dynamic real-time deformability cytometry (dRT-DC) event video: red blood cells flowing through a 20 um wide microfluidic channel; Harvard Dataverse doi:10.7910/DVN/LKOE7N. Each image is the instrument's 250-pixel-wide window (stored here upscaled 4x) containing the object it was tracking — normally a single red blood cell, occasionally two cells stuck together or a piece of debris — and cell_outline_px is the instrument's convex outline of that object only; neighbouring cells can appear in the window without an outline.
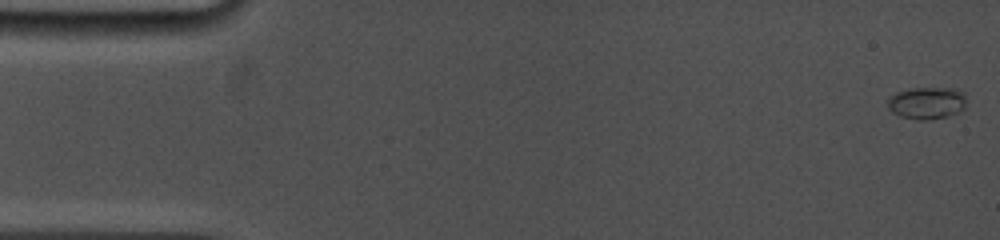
{"species": "common noctule bat (a hibernating species)", "species_latin": "Nyctalus noctula", "temperature_condition": "cold", "stored_images_in_passage": 59, "camera_frame_rate_fps": 5000, "um_per_image_px": 0.085, "animal": {"sex": "female", "body_mass_g": 19.0, "forearm_length_mm": 53.3}, "frame": {"image": 1, "passage_image": 1, "time_ms": 0.0, "image_size_px": [1000, 240], "cell_outline_px": [[964, 108], [960, 112], [928, 120], [920, 120], [900, 116], [892, 112], [888, 108], [888, 100], [896, 92], [908, 88], [952, 88], [964, 92]], "centroid_in_image_um": [78.76, 8.74], "position_along_channel_um": 6.2, "area_um2": 14.62}}
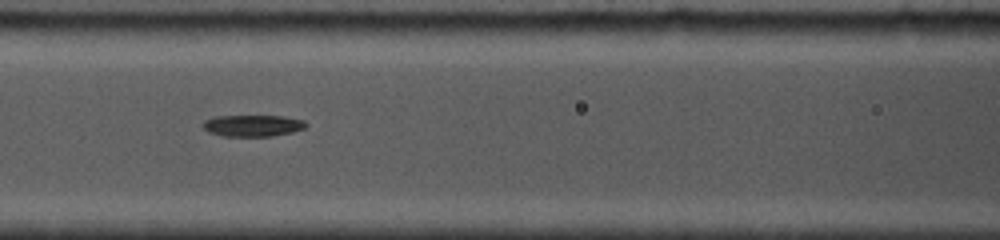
{"frame": {"image": 2, "passage_image": 26, "time_ms": 7.0, "image_size_px": [1000, 240], "cell_outline_px": [[308, 124], [304, 128], [292, 132], [272, 136], [224, 136], [208, 132], [204, 128], [204, 120], [212, 116], [284, 116], [304, 120]], "centroid_in_image_um": [21.49, 10.67], "position_along_channel_um": 145.1, "area_um2": 12.95}}
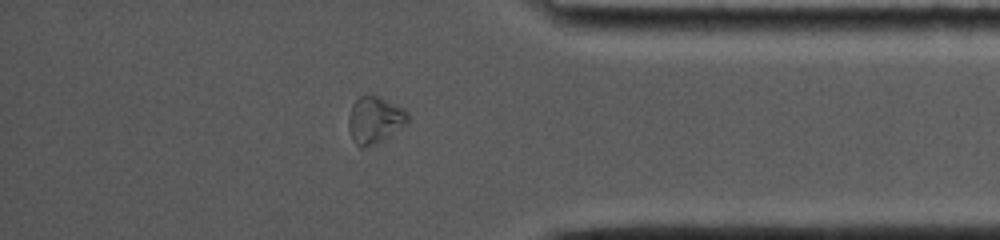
{"frame": {"image": 3, "passage_image": 51, "time_ms": 13.8, "image_size_px": [1000, 240], "cell_outline_px": [[408, 124], [388, 136], [364, 148], [360, 148], [352, 140], [348, 124], [348, 120], [352, 104], [360, 96], [376, 96], [404, 108], [408, 112]], "centroid_in_image_um": [31.85, 10.2], "position_along_channel_um": 403.3, "area_um2": 15.9}, "authors_computed_cell_mechanics": {"area_um2": 13.4096, "velocity_mm_per_s": 3.8978, "shape_relaxation_time_tau1_ms": 7.1204, "shape_relaxation_time_tau2_ms": null, "deformation_change_tau1": 0.1787, "deformation_change_tau2": null}}